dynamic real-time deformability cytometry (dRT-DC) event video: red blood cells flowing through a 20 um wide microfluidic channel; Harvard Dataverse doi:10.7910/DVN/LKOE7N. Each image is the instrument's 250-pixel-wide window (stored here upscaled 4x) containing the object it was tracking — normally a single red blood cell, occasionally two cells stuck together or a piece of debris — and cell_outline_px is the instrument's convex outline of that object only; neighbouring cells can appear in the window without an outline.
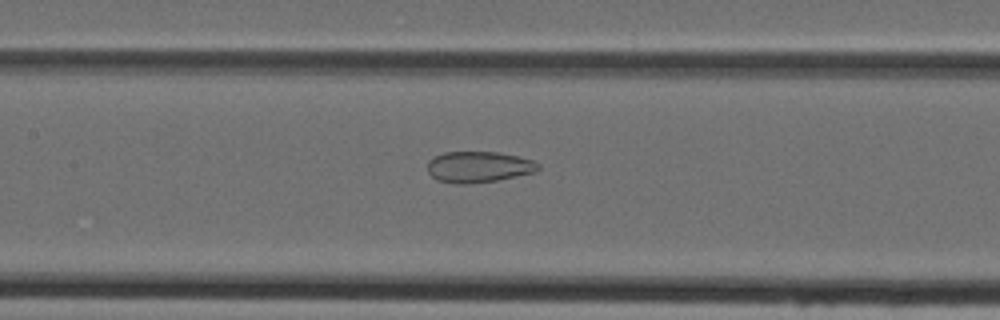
{"species": "Egyptian fruit bat (a non-hibernating species)", "species_latin": "Rousettus aegyptiacus", "temperature_condition": "cold", "stored_images_in_passage": 42, "camera_frame_rate_fps": 3000, "um_per_image_px": 0.085, "animal": {"sex": "female"}, "frame": {"image": 1, "passage_image": 17, "time_ms": 5.333, "image_size_px": [1000, 320], "cell_outline_px": [[540, 168], [536, 172], [496, 180], [468, 184], [456, 184], [436, 180], [428, 172], [428, 160], [432, 156], [444, 152], [496, 152], [520, 156], [532, 160], [540, 164]], "centroid_in_image_um": [40.67, 14.18], "position_along_channel_um": 166.7, "area_um2": 20.23}}
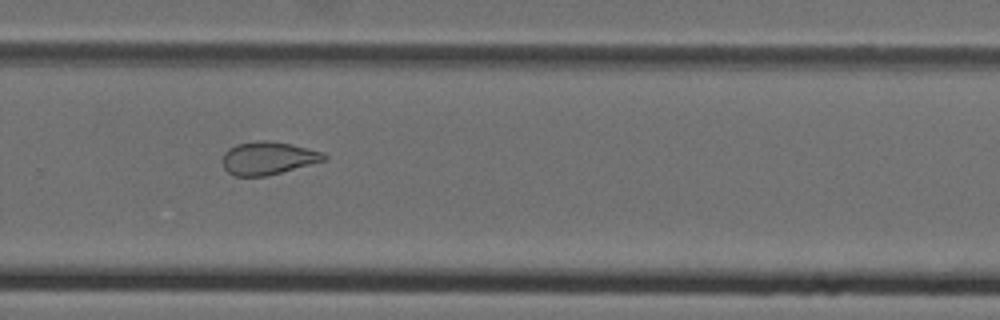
{"frame": {"image": 2, "passage_image": 27, "time_ms": 8.667, "image_size_px": [1000, 320], "cell_outline_px": [[328, 160], [268, 176], [236, 176], [228, 172], [224, 168], [220, 160], [224, 152], [228, 148], [236, 144], [256, 140], [268, 140], [292, 144], [324, 152], [328, 156]], "centroid_in_image_um": [22.79, 13.44], "position_along_channel_um": 307.0, "area_um2": 20.0}}
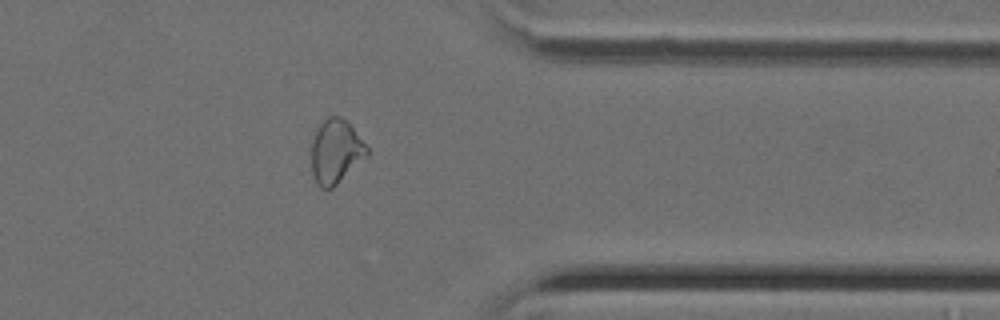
{"frame": {"image": 3, "passage_image": 33, "time_ms": 10.667, "image_size_px": [1000, 320], "cell_outline_px": [[368, 156], [332, 188], [320, 188], [316, 184], [312, 176], [312, 140], [320, 124], [328, 116], [340, 116], [348, 120], [368, 148]], "centroid_in_image_um": [28.55, 12.87], "position_along_channel_um": 382.9, "area_um2": 20.81}}